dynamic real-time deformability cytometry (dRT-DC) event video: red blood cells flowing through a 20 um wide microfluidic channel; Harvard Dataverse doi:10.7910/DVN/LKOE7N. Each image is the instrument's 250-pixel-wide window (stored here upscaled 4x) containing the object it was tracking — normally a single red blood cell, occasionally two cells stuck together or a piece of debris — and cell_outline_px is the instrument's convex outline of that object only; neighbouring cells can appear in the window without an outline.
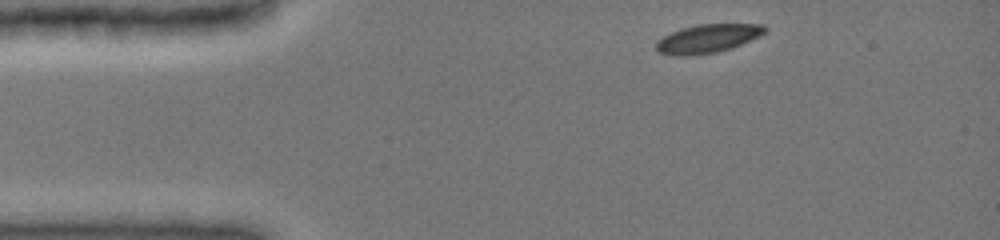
{"species": "common noctule bat (a hibernating species)", "species_latin": "Nyctalus noctula", "temperature_condition": "cold", "stored_images_in_passage": 8, "camera_frame_rate_fps": 3000, "um_per_image_px": 0.085, "animal": {"sex": "female", "body_mass_g": 19.0, "forearm_length_mm": 51.5}, "frame": {"image": 1, "passage_image": 1, "time_ms": 0.0, "image_size_px": [1000, 240], "cell_outline_px": [[768, 28], [760, 36], [740, 44], [716, 52], [688, 56], [672, 56], [656, 52], [656, 40], [680, 28], [696, 24], [764, 24]], "centroid_in_image_um": [60.1, 3.27], "position_along_channel_um": 24.9, "area_um2": 18.15}}
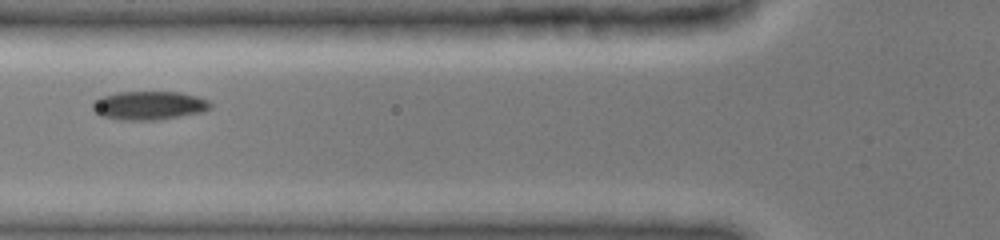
{"frame": {"image": 2, "passage_image": 6, "time_ms": 3.667, "image_size_px": [1000, 240], "cell_outline_px": [[212, 108], [204, 112], [160, 120], [116, 120], [100, 116], [92, 108], [92, 104], [100, 96], [116, 92], [180, 92], [196, 96], [208, 100], [212, 104]], "centroid_in_image_um": [12.67, 8.97], "position_along_channel_um": 113.1, "area_um2": 20.0}}
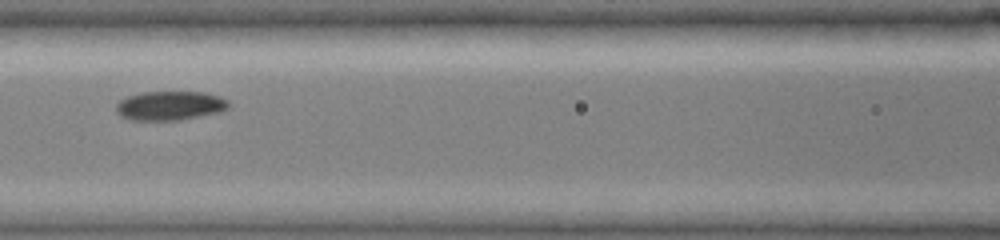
{"frame": {"image": 3, "passage_image": 7, "time_ms": 4.667, "image_size_px": [1000, 240], "cell_outline_px": [[228, 108], [220, 112], [180, 120], [132, 120], [120, 116], [116, 112], [116, 104], [120, 100], [128, 96], [140, 92], [204, 92], [220, 96], [228, 100]], "centroid_in_image_um": [14.44, 8.98], "position_along_channel_um": 152.2, "area_um2": 19.19}}